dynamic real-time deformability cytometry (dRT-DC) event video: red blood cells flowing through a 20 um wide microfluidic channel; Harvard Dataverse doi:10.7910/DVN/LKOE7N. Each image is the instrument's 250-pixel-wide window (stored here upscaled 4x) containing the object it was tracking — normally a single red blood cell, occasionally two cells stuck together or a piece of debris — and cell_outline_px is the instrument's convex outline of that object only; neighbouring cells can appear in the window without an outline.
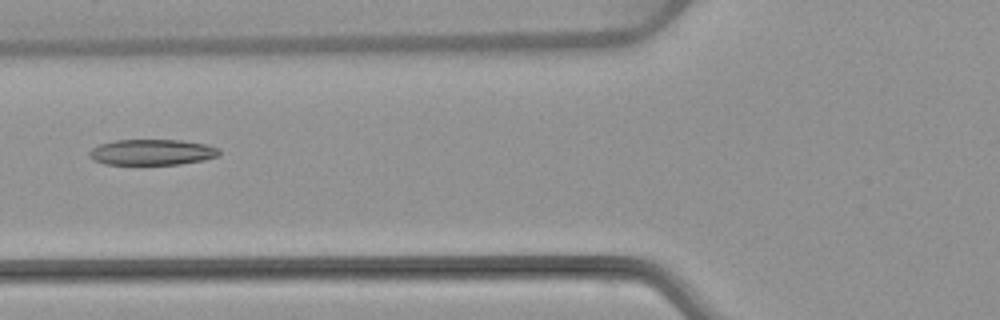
{"species": "common noctule bat (a hibernating species)", "species_latin": "Nyctalus noctula", "temperature_condition": "warm", "stored_images_in_passage": 6, "camera_frame_rate_fps": 3000, "um_per_image_px": 0.085, "animal": {"sex": "female", "body_mass_g": 22.7, "forearm_length_mm": 54.2}, "frame": {"image": 1, "passage_image": 6, "time_ms": 6.0, "image_size_px": [1000, 320], "cell_outline_px": [[220, 156], [204, 160], [180, 164], [104, 164], [92, 160], [88, 156], [88, 152], [92, 148], [100, 144], [116, 140], [180, 140], [208, 144], [220, 148]], "centroid_in_image_um": [12.94, 12.93], "position_along_channel_um": 112.9, "area_um2": 19.71}}